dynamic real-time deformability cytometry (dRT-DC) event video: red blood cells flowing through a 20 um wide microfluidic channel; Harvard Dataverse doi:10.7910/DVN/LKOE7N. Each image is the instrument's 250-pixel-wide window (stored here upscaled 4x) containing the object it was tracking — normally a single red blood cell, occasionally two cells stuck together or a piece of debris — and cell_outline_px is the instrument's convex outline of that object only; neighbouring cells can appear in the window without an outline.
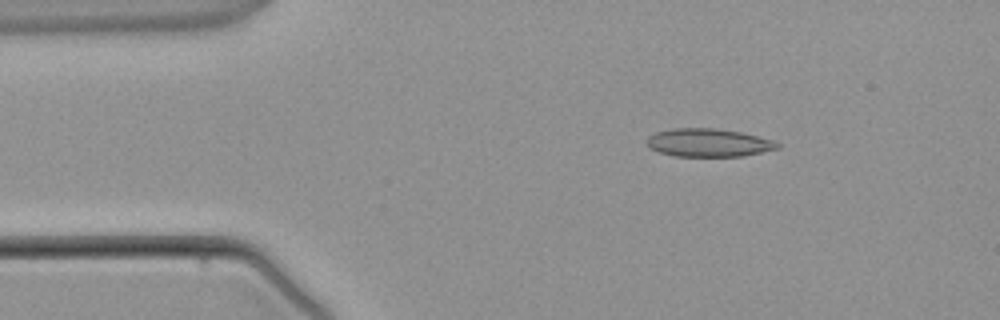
{"species": "common noctule bat (a hibernating species)", "species_latin": "Nyctalus noctula", "temperature_condition": "warm", "stored_images_in_passage": 3, "camera_frame_rate_fps": 3000, "um_per_image_px": 0.085, "animal": {"sex": "male", "body_mass_g": 21.5, "forearm_length_mm": 52.0}, "frame": {"image": 1, "passage_image": 1, "time_ms": 0.0, "image_size_px": [1000, 320], "cell_outline_px": [[780, 148], [744, 156], [672, 156], [660, 152], [652, 148], [648, 144], [648, 136], [656, 132], [672, 128], [716, 128], [740, 132], [772, 140], [780, 144]], "centroid_in_image_um": [60.23, 12.13], "position_along_channel_um": 24.8, "area_um2": 21.27}}
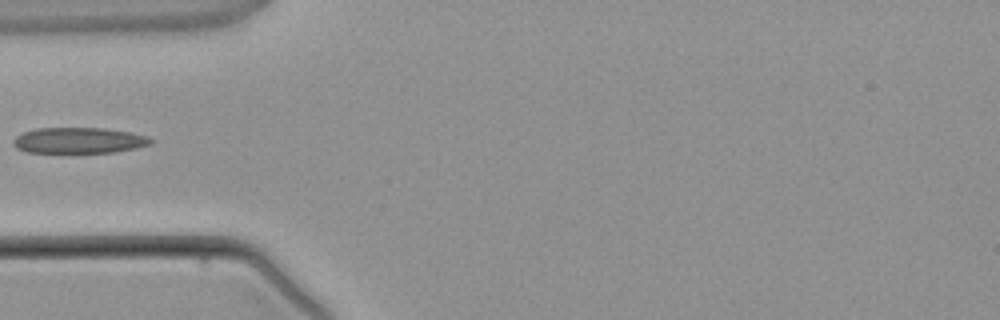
{"frame": {"image": 2, "passage_image": 3, "time_ms": 2.333, "image_size_px": [1000, 320], "cell_outline_px": [[156, 140], [152, 144], [136, 148], [116, 152], [24, 152], [16, 148], [12, 144], [12, 140], [16, 136], [24, 132], [36, 128], [104, 128], [132, 132], [148, 136]], "centroid_in_image_um": [6.74, 11.93], "position_along_channel_um": 78.3, "area_um2": 20.92}}